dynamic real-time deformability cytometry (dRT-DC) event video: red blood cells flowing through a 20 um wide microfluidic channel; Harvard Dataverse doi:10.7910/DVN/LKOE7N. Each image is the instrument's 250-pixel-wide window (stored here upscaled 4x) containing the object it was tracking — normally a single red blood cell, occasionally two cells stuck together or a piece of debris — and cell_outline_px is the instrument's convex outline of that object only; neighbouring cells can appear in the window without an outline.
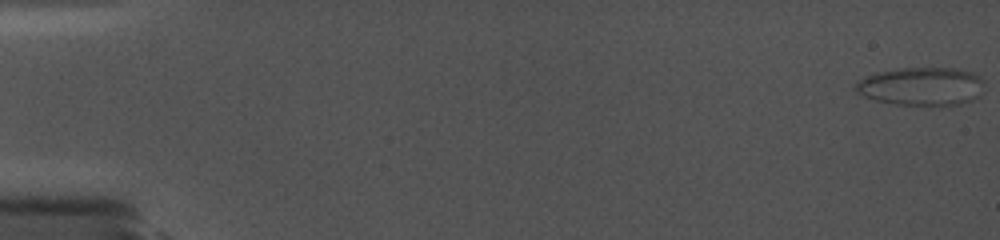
{"species": "common noctule bat (a hibernating species)", "species_latin": "Nyctalus noctula", "temperature_condition": "cold", "stored_images_in_passage": 61, "camera_frame_rate_fps": 5000, "um_per_image_px": 0.085, "animal": {"sex": "female", "body_mass_g": 19.0, "forearm_length_mm": 56.7}, "frame": {"image": 1, "passage_image": 1, "time_ms": 0.0, "image_size_px": [1000, 240], "cell_outline_px": [[984, 80], [980, 96], [972, 100], [960, 104], [896, 104], [876, 100], [864, 96], [856, 92], [852, 88], [856, 80], [864, 76], [876, 72], [900, 68], [956, 68], [972, 72], [980, 76]], "centroid_in_image_um": [78.29, 7.31], "position_along_channel_um": 6.7, "area_um2": 28.78}}
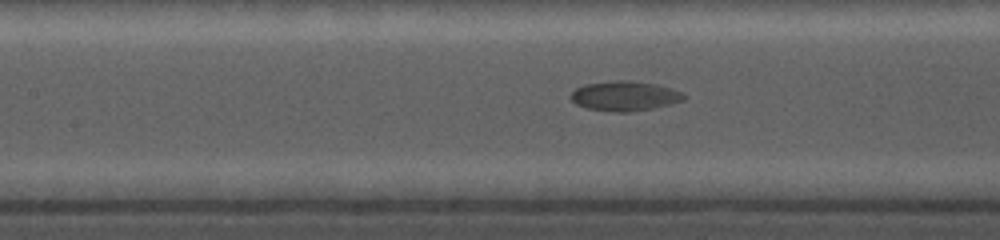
{"frame": {"image": 2, "passage_image": 38, "time_ms": 9.0, "image_size_px": [1000, 240], "cell_outline_px": [[684, 100], [652, 108], [628, 112], [616, 112], [588, 108], [576, 104], [568, 96], [576, 88], [584, 84], [616, 80], [632, 80], [656, 84], [672, 88], [684, 92]], "centroid_in_image_um": [53.09, 8.14], "position_along_channel_um": 154.3, "area_um2": 19.59}}
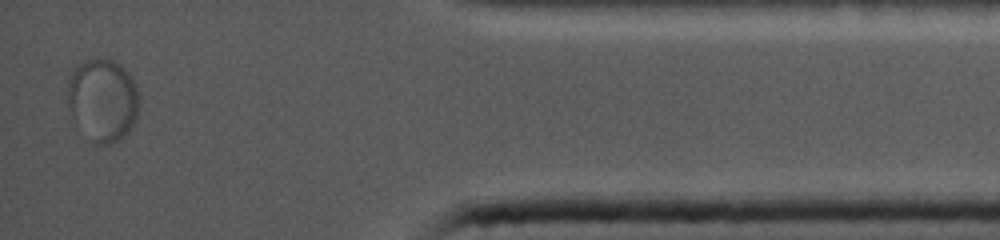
{"frame": {"image": 3, "passage_image": 61, "time_ms": 17.4, "image_size_px": [1000, 240], "cell_outline_px": [[136, 116], [132, 128], [120, 140], [112, 144], [96, 144], [92, 140], [68, 108], [68, 80], [76, 64], [92, 56], [112, 60], [120, 64], [128, 72], [136, 88]], "centroid_in_image_um": [8.71, 8.44], "position_along_channel_um": 426.5, "area_um2": 33.99}}